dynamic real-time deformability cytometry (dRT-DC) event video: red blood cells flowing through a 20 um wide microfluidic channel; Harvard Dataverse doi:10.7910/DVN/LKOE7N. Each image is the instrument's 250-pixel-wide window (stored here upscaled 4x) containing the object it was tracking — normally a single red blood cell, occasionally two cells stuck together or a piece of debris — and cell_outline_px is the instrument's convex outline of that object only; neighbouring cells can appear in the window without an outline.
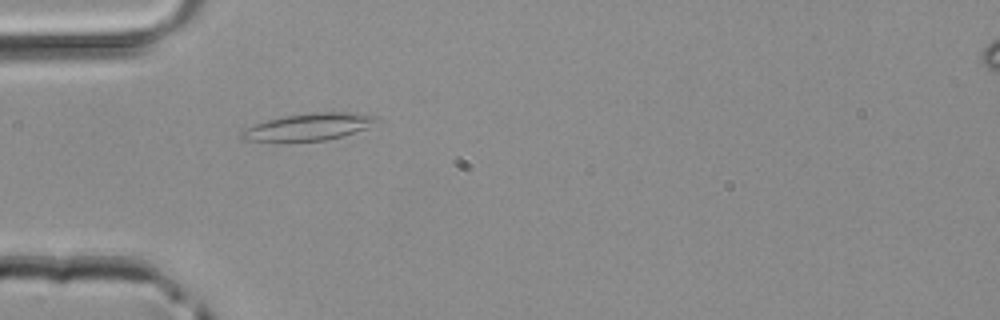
{"species": "common noctule bat (a hibernating species)", "species_latin": "Nyctalus noctula", "temperature_condition": "room temperature", "stored_images_in_passage": 1, "camera_frame_rate_fps": 3000, "um_per_image_px": 0.085, "animal": {"sex": "male", "body_mass_g": 20.4}, "frame": {"image": 1, "passage_image": 1, "time_ms": 0.0, "image_size_px": [1000, 320], "cell_outline_px": [[380, 116], [368, 128], [344, 136], [324, 140], [240, 140], [236, 136], [240, 132], [256, 124], [268, 120], [284, 116], [312, 112], [352, 112]], "centroid_in_image_um": [26.27, 10.76], "position_along_channel_um": 58.7, "area_um2": 20.98}}